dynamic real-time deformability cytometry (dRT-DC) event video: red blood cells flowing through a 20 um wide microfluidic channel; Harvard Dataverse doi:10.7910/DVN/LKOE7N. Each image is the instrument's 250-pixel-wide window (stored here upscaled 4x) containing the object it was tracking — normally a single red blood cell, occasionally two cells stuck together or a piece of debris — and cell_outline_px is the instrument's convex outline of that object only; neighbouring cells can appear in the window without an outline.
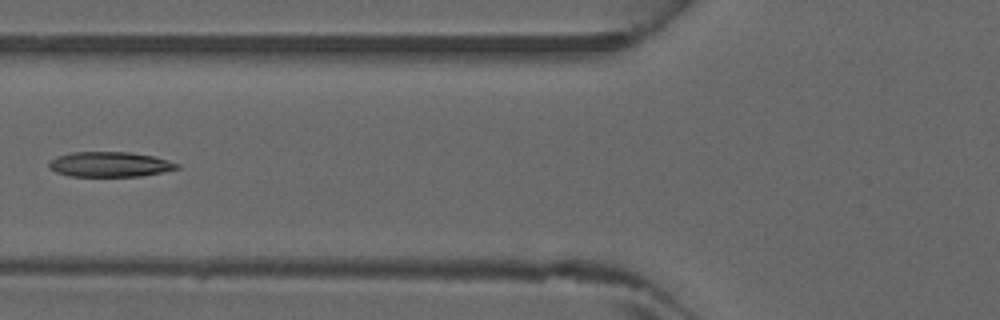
{"species": "common noctule bat (a hibernating species)", "species_latin": "Nyctalus noctula", "temperature_condition": "warm", "stored_images_in_passage": 5, "camera_frame_rate_fps": 3000, "um_per_image_px": 0.085, "animal": {"sex": "male", "forearm_length_mm": 52.5}, "frame": {"image": 1, "passage_image": 5, "time_ms": 1.333, "image_size_px": [1000, 320], "cell_outline_px": [[180, 168], [140, 176], [68, 176], [56, 172], [48, 168], [48, 164], [56, 156], [72, 152], [128, 152], [152, 156], [168, 160], [180, 164]], "centroid_in_image_um": [9.31, 13.97], "position_along_channel_um": 116.5, "area_um2": 18.61}}